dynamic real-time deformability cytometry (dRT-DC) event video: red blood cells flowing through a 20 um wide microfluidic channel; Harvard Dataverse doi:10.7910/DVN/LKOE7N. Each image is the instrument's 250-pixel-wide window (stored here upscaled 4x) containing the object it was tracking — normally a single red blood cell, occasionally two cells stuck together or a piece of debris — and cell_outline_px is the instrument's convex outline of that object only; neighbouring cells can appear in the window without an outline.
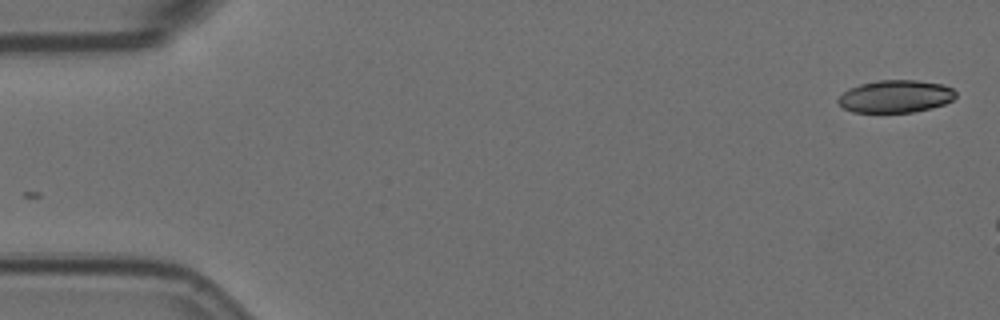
{"species": "Egyptian fruit bat (a non-hibernating species)", "species_latin": "Rousettus aegyptiacus", "temperature_condition": "room temperature", "stored_images_in_passage": 2, "camera_frame_rate_fps": 3000, "um_per_image_px": 0.085, "animal": {"sex": "female"}, "frame": {"image": 1, "passage_image": 2, "time_ms": 0.333, "image_size_px": [1000, 320], "cell_outline_px": [[956, 96], [952, 100], [944, 104], [932, 108], [912, 112], [852, 112], [844, 108], [836, 100], [848, 88], [860, 84], [876, 80], [916, 80], [944, 84], [952, 88], [956, 92]], "centroid_in_image_um": [76.13, 8.18], "position_along_channel_um": 8.9, "area_um2": 22.37}}